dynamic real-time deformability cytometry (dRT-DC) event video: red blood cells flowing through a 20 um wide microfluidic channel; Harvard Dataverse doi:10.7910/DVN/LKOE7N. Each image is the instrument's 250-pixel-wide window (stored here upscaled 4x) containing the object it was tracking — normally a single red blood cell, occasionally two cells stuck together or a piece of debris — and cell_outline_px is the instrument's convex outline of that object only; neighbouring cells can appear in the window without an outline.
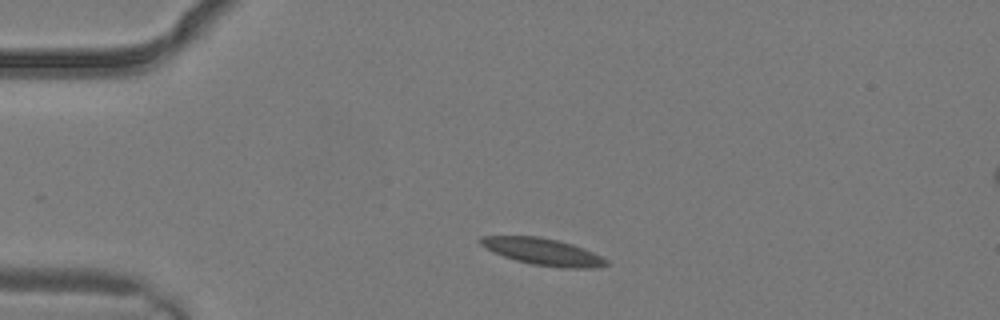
{"species": "common noctule bat (a hibernating species)", "species_latin": "Nyctalus noctula", "temperature_condition": "warm", "stored_images_in_passage": 2, "camera_frame_rate_fps": 3000, "um_per_image_px": 0.085, "animal": {"sex": "male", "body_mass_g": 19.2, "forearm_length_mm": 51.8}, "frame": {"image": 1, "passage_image": 1, "time_ms": 0.0, "image_size_px": [1000, 320], "cell_outline_px": [[608, 264], [592, 268], [560, 268], [532, 264], [516, 260], [492, 252], [480, 244], [480, 236], [540, 236], [572, 244], [592, 252], [608, 260]], "centroid_in_image_um": [46.13, 21.39], "position_along_channel_um": 38.9, "area_um2": 19.48}}